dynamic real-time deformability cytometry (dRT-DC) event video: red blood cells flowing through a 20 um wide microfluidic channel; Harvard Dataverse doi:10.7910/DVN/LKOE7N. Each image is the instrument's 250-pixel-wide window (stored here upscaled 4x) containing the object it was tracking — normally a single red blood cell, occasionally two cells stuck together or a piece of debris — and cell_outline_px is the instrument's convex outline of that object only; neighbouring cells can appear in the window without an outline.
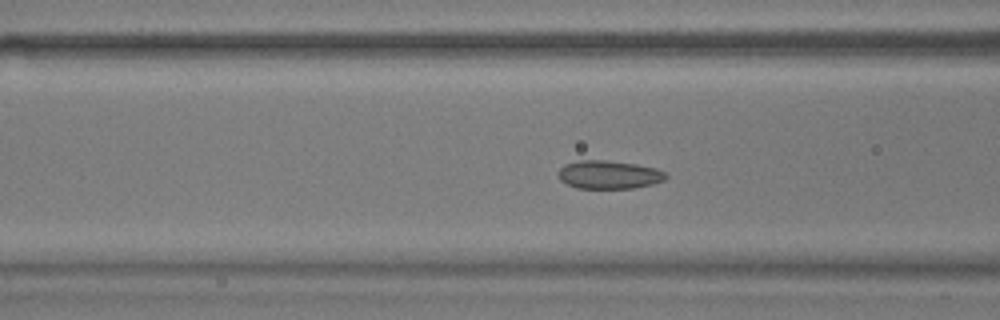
{"species": "common noctule bat (a hibernating species)", "species_latin": "Nyctalus noctula", "temperature_condition": "warm", "stored_images_in_passage": 55, "camera_frame_rate_fps": 3000, "um_per_image_px": 0.085, "animal": {"sex": "male", "body_mass_g": 17.9}, "frame": {"image": 1, "passage_image": 20, "time_ms": 6.333, "image_size_px": [1000, 320], "cell_outline_px": [[668, 176], [664, 180], [652, 184], [632, 188], [576, 188], [560, 180], [556, 172], [564, 164], [580, 160], [608, 160], [636, 164], [656, 168], [664, 172]], "centroid_in_image_um": [51.73, 14.84], "position_along_channel_um": 114.9, "area_um2": 17.8}}
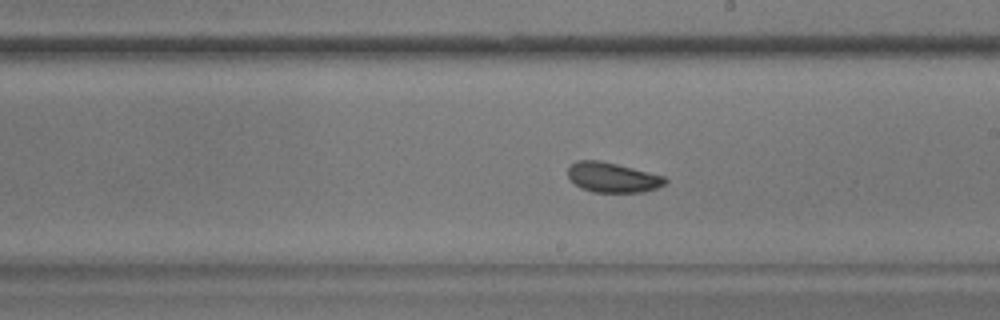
{"frame": {"image": 2, "passage_image": 30, "time_ms": 9.667, "image_size_px": [1000, 320], "cell_outline_px": [[668, 180], [664, 184], [656, 188], [644, 192], [592, 192], [580, 188], [568, 176], [568, 168], [576, 160], [600, 160], [664, 176]], "centroid_in_image_um": [52.05, 15.08], "position_along_channel_um": 236.9, "area_um2": 16.82}}
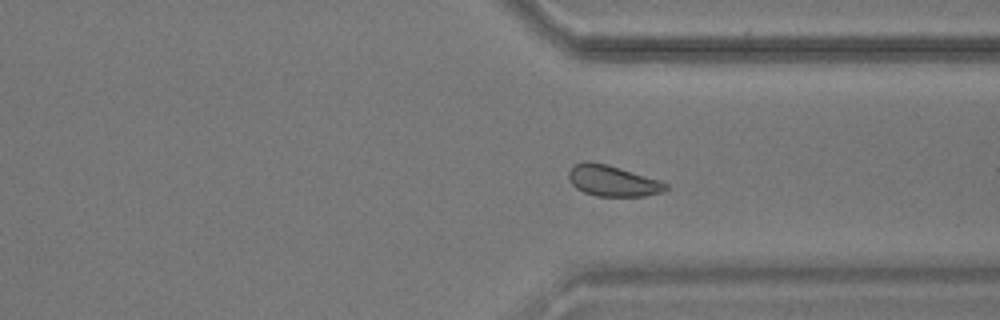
{"frame": {"image": 3, "passage_image": 40, "time_ms": 13.0, "image_size_px": [1000, 320], "cell_outline_px": [[668, 188], [660, 192], [644, 196], [596, 196], [584, 192], [576, 188], [572, 184], [568, 176], [568, 172], [576, 164], [584, 160], [588, 160], [620, 168], [660, 180], [668, 184]], "centroid_in_image_um": [52.06, 15.37], "position_along_channel_um": 359.3, "area_um2": 17.34}, "authors_computed_cell_mechanics": {"area_um2": 18.4382, "velocity_mm_per_s": 3.6682, "shape_relaxation_time_tau1_ms": 3.0527, "shape_relaxation_time_tau2_ms": 1.5132, "deformation_change_tau1": 0.0505, "deformation_change_tau2": 0.0564}}